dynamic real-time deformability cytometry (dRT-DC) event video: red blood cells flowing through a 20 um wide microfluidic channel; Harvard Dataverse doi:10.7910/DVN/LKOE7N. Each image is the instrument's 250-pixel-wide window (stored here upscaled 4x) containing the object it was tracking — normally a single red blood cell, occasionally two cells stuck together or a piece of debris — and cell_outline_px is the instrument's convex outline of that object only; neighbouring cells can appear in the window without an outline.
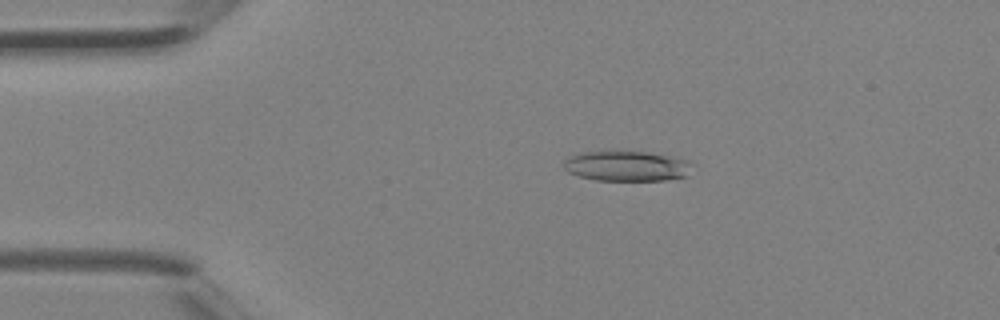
{"species": "Egyptian fruit bat (a non-hibernating species)", "species_latin": "Rousettus aegyptiacus", "temperature_condition": "room temperature", "stored_images_in_passage": 5, "camera_frame_rate_fps": 3000, "um_per_image_px": 0.085, "animal": {"sex": "female"}, "frame": {"image": 1, "passage_image": 3, "time_ms": 0.667, "image_size_px": [1000, 320], "cell_outline_px": [[692, 164], [688, 176], [664, 180], [596, 180], [580, 176], [568, 172], [564, 168], [564, 160], [568, 156], [584, 152], [644, 152], [672, 156], [684, 160]], "centroid_in_image_um": [53.26, 14.12], "position_along_channel_um": 31.7, "area_um2": 22.31}}